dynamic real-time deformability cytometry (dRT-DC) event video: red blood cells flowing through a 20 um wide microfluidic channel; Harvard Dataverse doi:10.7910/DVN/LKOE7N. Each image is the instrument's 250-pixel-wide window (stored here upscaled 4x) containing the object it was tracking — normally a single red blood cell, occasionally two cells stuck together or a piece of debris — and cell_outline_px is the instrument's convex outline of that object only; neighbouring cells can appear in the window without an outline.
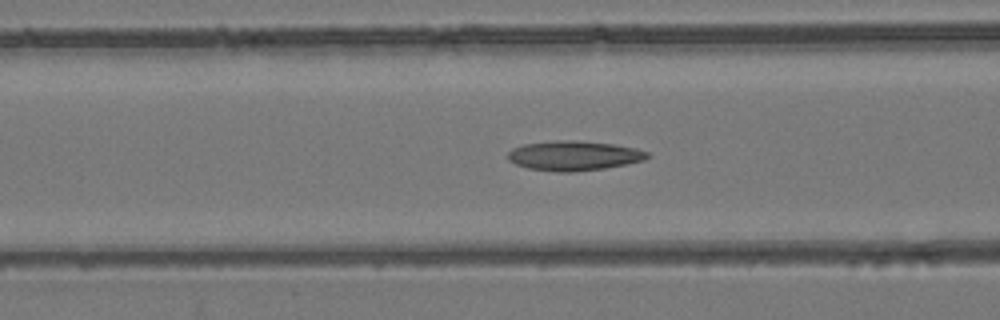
{"species": "common noctule bat (a hibernating species)", "species_latin": "Nyctalus noctula", "temperature_condition": "room temperature", "stored_images_in_passage": 37, "camera_frame_rate_fps": 3000, "um_per_image_px": 0.085, "animal": {"sex": "female", "body_mass_g": 24.6, "forearm_length_mm": 56.2}, "frame": {"image": 1, "passage_image": 9, "time_ms": 2.667, "image_size_px": [1000, 320], "cell_outline_px": [[652, 156], [644, 160], [604, 168], [576, 172], [556, 172], [528, 168], [516, 164], [508, 160], [508, 152], [512, 148], [524, 144], [556, 140], [572, 140], [612, 144], [636, 148], [648, 152]], "centroid_in_image_um": [48.77, 13.23], "position_along_channel_um": 117.8, "area_um2": 24.1}}
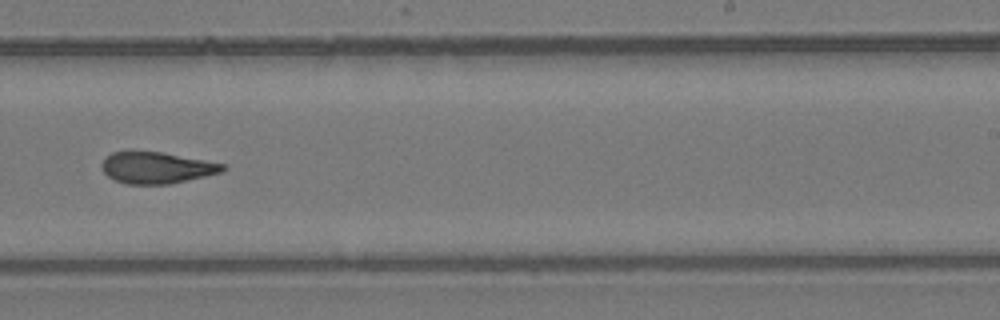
{"frame": {"image": 2, "passage_image": 21, "time_ms": 6.667, "image_size_px": [1000, 320], "cell_outline_px": [[228, 168], [220, 172], [204, 176], [168, 184], [128, 184], [116, 180], [108, 176], [104, 172], [100, 164], [104, 156], [112, 152], [128, 148], [164, 152], [224, 164]], "centroid_in_image_um": [13.22, 14.2], "position_along_channel_um": 275.8, "area_um2": 22.72}}
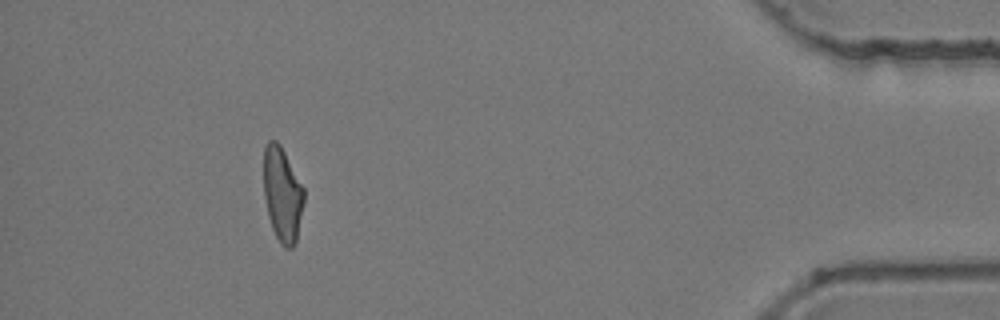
{"frame": {"image": 3, "passage_image": 36, "time_ms": 11.667, "image_size_px": [1000, 320], "cell_outline_px": [[304, 204], [296, 240], [292, 248], [284, 248], [280, 244], [272, 228], [268, 216], [264, 196], [264, 148], [268, 140], [276, 140], [280, 144], [304, 188]], "centroid_in_image_um": [24.0, 16.53], "position_along_channel_um": 411.2, "area_um2": 22.2}}